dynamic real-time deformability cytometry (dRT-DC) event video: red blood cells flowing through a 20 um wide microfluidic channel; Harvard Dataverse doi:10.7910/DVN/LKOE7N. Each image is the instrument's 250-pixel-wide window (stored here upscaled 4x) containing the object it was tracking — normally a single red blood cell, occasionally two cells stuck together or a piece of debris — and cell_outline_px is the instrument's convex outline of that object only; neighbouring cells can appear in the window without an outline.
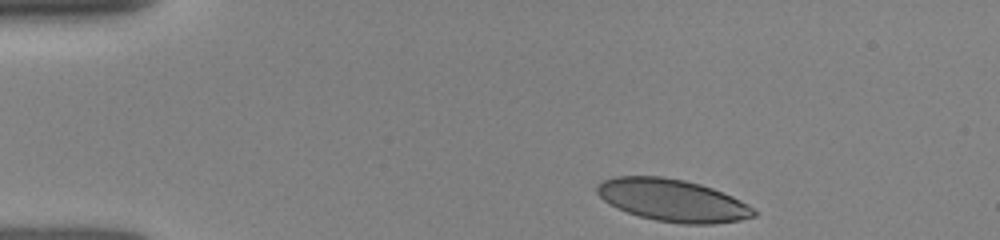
{"species": "human", "species_latin": "Homo sapiens", "temperature_condition": "room temperature", "stored_images_in_passage": 14, "camera_frame_rate_fps": 3000, "um_per_image_px": 0.085, "donor": {"sex": "female"}, "frame": {"image": 1, "passage_image": 1, "time_ms": 0.0, "image_size_px": [1000, 240], "cell_outline_px": [[756, 216], [740, 220], [712, 224], [680, 224], [656, 220], [640, 216], [616, 208], [608, 204], [596, 192], [596, 184], [604, 180], [616, 176], [664, 176], [684, 180], [700, 184], [712, 188], [732, 196], [748, 204], [756, 212]], "centroid_in_image_um": [57.15, 17.02], "position_along_channel_um": 27.8, "area_um2": 38.67}}
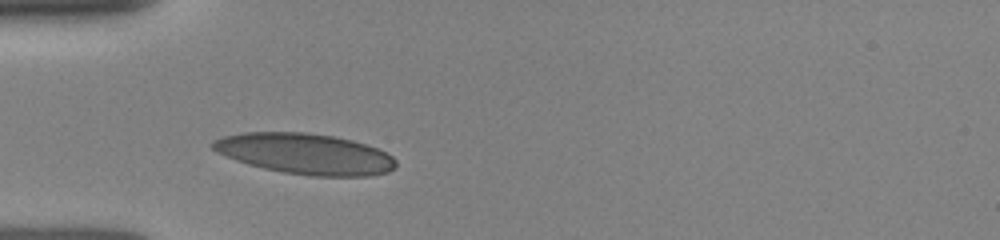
{"frame": {"image": 2, "passage_image": 13, "time_ms": 2.333, "image_size_px": [1000, 240], "cell_outline_px": [[396, 168], [388, 172], [368, 176], [312, 176], [284, 172], [264, 168], [248, 164], [224, 156], [216, 152], [208, 144], [212, 140], [224, 136], [244, 132], [308, 132], [332, 136], [352, 140], [376, 148], [392, 156], [396, 160]], "centroid_in_image_um": [25.91, 13.07], "position_along_channel_um": 59.1, "area_um2": 43.58}}